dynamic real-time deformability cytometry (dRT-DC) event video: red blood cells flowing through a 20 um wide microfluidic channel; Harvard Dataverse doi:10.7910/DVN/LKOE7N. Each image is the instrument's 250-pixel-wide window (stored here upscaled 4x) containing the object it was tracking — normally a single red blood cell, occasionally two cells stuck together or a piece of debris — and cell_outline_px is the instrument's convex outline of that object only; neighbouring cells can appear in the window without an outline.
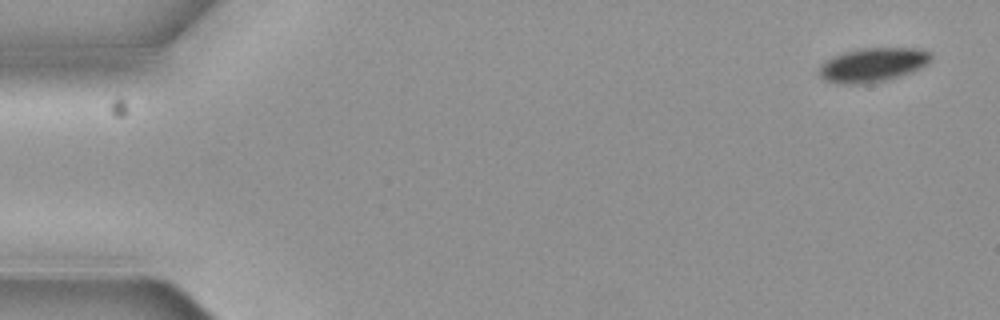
{"species": "common noctule bat (a hibernating species)", "species_latin": "Nyctalus noctula", "temperature_condition": "cold", "stored_images_in_passage": 5, "camera_frame_rate_fps": 3000, "um_per_image_px": 0.085, "animal": {"sex": "female", "body_mass_g": 19.3, "forearm_length_mm": 54.1}, "frame": {"image": 1, "passage_image": 1, "time_ms": 0.0, "image_size_px": [1000, 320], "cell_outline_px": [[932, 60], [928, 64], [912, 72], [900, 76], [884, 80], [864, 84], [836, 84], [824, 80], [816, 72], [820, 64], [824, 60], [832, 56], [844, 52], [860, 48], [924, 48], [932, 52]], "centroid_in_image_um": [74.17, 5.5], "position_along_channel_um": 10.8, "area_um2": 22.77}}
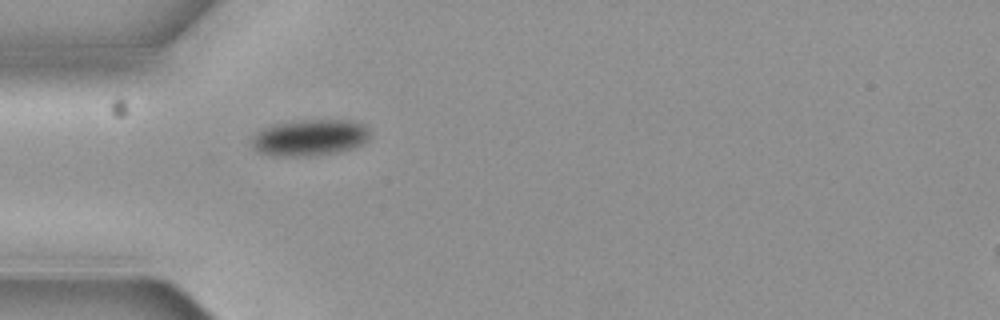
{"frame": {"image": 2, "passage_image": 5, "time_ms": 1.333, "image_size_px": [1000, 320], "cell_outline_px": [[368, 140], [352, 148], [336, 152], [308, 156], [272, 156], [256, 152], [252, 148], [248, 140], [260, 128], [272, 124], [300, 120], [352, 120], [364, 124], [368, 128]], "centroid_in_image_um": [26.23, 11.69], "position_along_channel_um": 58.8, "area_um2": 25.49}}